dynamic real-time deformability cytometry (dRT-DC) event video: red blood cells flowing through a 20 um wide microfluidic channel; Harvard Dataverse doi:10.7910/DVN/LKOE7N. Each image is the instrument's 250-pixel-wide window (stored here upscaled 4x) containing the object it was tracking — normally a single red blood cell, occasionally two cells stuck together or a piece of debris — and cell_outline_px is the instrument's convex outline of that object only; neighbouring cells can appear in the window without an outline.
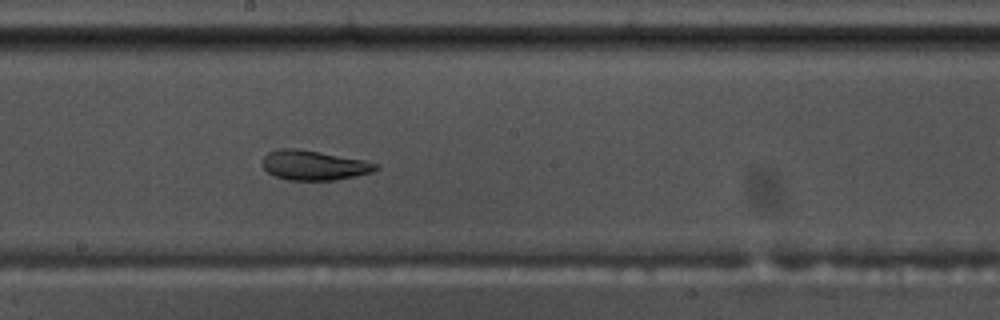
{"species": "common noctule bat (a hibernating species)", "species_latin": "Nyctalus noctula", "temperature_condition": "warm", "stored_images_in_passage": 46, "camera_frame_rate_fps": 3000, "um_per_image_px": 0.085, "animal": {"sex": "male", "body_mass_g": 17.5, "forearm_length_mm": 52.3}, "frame": {"image": 1, "passage_image": 21, "time_ms": 6.667, "image_size_px": [1000, 320], "cell_outline_px": [[380, 168], [372, 172], [336, 180], [288, 180], [276, 176], [268, 172], [264, 168], [264, 156], [268, 152], [280, 148], [296, 148], [320, 152], [364, 160], [380, 164]], "centroid_in_image_um": [26.72, 14.04], "position_along_channel_um": 221.5, "area_um2": 19.54}}
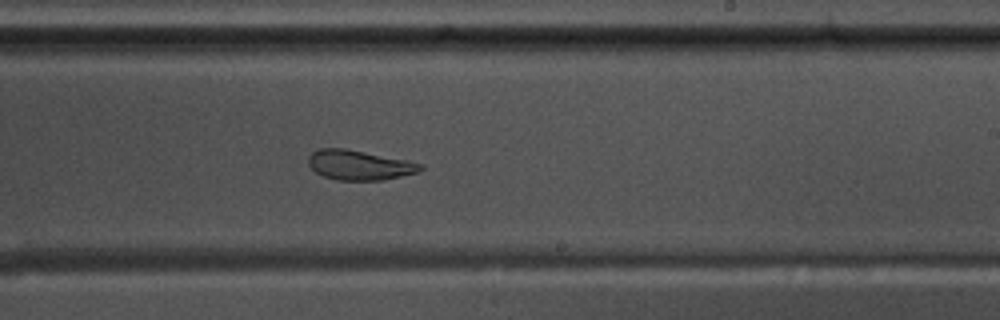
{"frame": {"image": 2, "passage_image": 24, "time_ms": 7.667, "image_size_px": [1000, 320], "cell_outline_px": [[424, 168], [420, 172], [384, 180], [336, 180], [324, 176], [316, 172], [308, 164], [308, 156], [316, 148], [344, 148], [424, 164]], "centroid_in_image_um": [30.53, 14.03], "position_along_channel_um": 258.5, "area_um2": 19.42}}
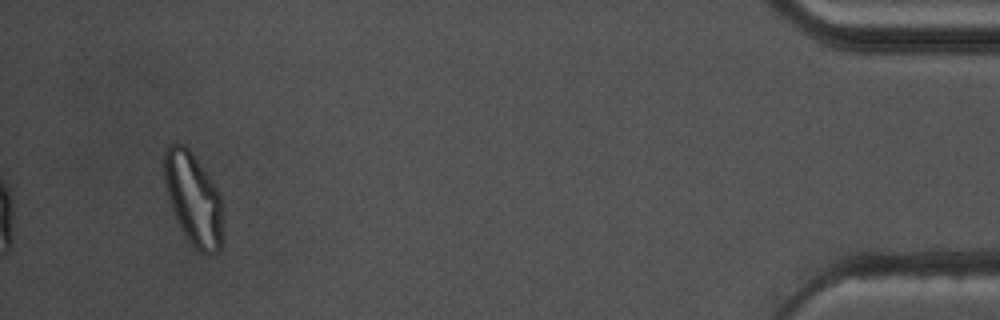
{"frame": {"image": 3, "passage_image": 43, "time_ms": 14.0, "image_size_px": [1000, 320], "cell_outline_px": [[220, 248], [216, 252], [208, 256], [204, 256], [188, 240], [176, 220], [168, 196], [164, 180], [164, 148], [168, 144], [176, 140], [184, 144], [192, 152], [220, 192]], "centroid_in_image_um": [16.38, 16.83], "position_along_channel_um": 418.8, "area_um2": 31.39}, "authors_computed_cell_mechanics": {"area_um2": 21.4149, "velocity_mm_per_s": 3.6861, "shape_relaxation_time_tau1_ms": 8.2164, "shape_relaxation_time_tau2_ms": 2.3822, "deformation_change_tau1": 0.2261, "deformation_change_tau2": 0.0938}}